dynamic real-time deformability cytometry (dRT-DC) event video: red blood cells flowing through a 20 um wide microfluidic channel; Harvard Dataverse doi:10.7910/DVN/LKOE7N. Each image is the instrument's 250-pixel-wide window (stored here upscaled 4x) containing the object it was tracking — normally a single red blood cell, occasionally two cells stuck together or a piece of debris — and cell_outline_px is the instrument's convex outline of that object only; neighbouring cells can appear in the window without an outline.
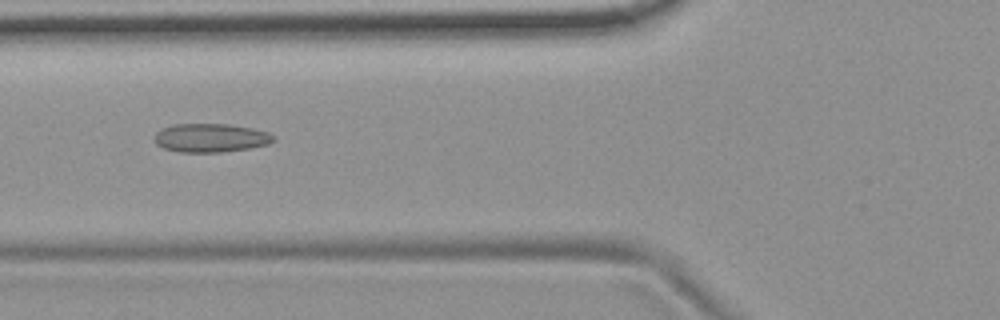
{"species": "common noctule bat (a hibernating species)", "species_latin": "Nyctalus noctula", "temperature_condition": "room temperature", "stored_images_in_passage": 7, "camera_frame_rate_fps": 3000, "um_per_image_px": 0.085, "animal": {"sex": "female", "body_mass_g": 19.9}, "frame": {"image": 1, "passage_image": 6, "time_ms": 6.0, "image_size_px": [1000, 320], "cell_outline_px": [[276, 140], [268, 144], [252, 148], [220, 152], [180, 152], [164, 148], [156, 144], [152, 140], [156, 132], [160, 128], [172, 124], [228, 124], [252, 128], [268, 132], [276, 136]], "centroid_in_image_um": [17.9, 11.71], "position_along_channel_um": 107.9, "area_um2": 20.17}}
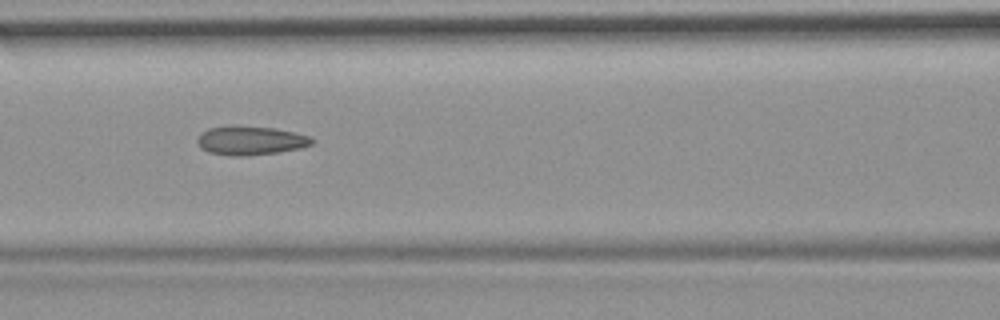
{"frame": {"image": 2, "passage_image": 7, "time_ms": 7.0, "image_size_px": [1000, 320], "cell_outline_px": [[316, 140], [312, 144], [300, 148], [280, 152], [248, 156], [232, 156], [208, 152], [200, 148], [196, 140], [200, 132], [208, 128], [228, 124], [236, 124], [276, 128], [312, 136]], "centroid_in_image_um": [21.28, 11.92], "position_along_channel_um": 145.3, "area_um2": 20.06}}